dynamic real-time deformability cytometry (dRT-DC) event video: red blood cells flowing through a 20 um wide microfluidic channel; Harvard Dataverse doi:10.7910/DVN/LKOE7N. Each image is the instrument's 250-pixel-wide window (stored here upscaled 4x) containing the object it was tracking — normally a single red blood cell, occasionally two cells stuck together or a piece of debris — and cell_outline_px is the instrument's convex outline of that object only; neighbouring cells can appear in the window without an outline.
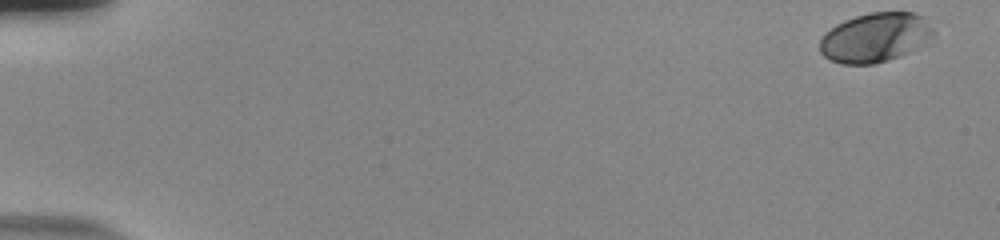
{"species": "human", "species_latin": "Homo sapiens", "temperature_condition": "room temperature", "stored_images_in_passage": 56, "camera_frame_rate_fps": 3000, "um_per_image_px": 0.085, "donor": {"sex": "male"}, "frame": {"image": 1, "passage_image": 1, "time_ms": 0.0, "image_size_px": [1000, 240], "cell_outline_px": [[936, 32], [932, 36], [908, 52], [900, 56], [876, 64], [840, 64], [828, 60], [820, 52], [820, 40], [824, 32], [836, 24], [844, 20], [856, 16], [872, 12], [912, 12], [924, 16]], "centroid_in_image_um": [74.35, 3.18], "position_along_channel_um": 10.6, "area_um2": 32.71}}
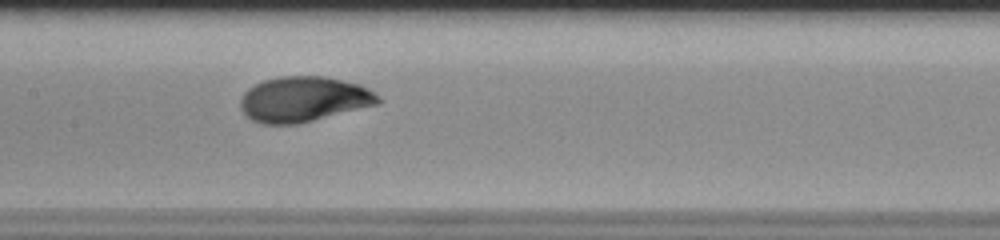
{"frame": {"image": 2, "passage_image": 29, "time_ms": 9.333, "image_size_px": [1000, 240], "cell_outline_px": [[384, 100], [380, 104], [296, 124], [264, 124], [252, 120], [240, 108], [240, 100], [244, 92], [248, 88], [264, 80], [280, 76], [324, 76], [360, 84], [368, 88], [380, 96]], "centroid_in_image_um": [25.85, 8.43], "position_along_channel_um": 181.6, "area_um2": 36.41}}
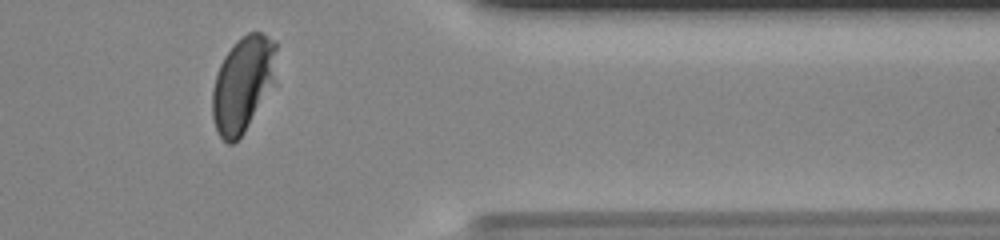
{"frame": {"image": 3, "passage_image": 47, "time_ms": 15.333, "image_size_px": [1000, 240], "cell_outline_px": [[276, 84], [244, 132], [232, 144], [228, 144], [220, 136], [216, 128], [212, 116], [212, 88], [220, 64], [224, 56], [236, 40], [248, 32], [260, 32], [276, 40]], "centroid_in_image_um": [20.68, 7.12], "position_along_channel_um": 390.7, "area_um2": 36.18}, "authors_computed_cell_mechanics": {"area_um2": 34.4488, "velocity_mm_per_s": 3.6879, "shape_relaxation_time_tau1_ms": 2.7001, "shape_relaxation_time_tau2_ms": null, "deformation_change_tau1": 0.1542, "deformation_change_tau2": null}}